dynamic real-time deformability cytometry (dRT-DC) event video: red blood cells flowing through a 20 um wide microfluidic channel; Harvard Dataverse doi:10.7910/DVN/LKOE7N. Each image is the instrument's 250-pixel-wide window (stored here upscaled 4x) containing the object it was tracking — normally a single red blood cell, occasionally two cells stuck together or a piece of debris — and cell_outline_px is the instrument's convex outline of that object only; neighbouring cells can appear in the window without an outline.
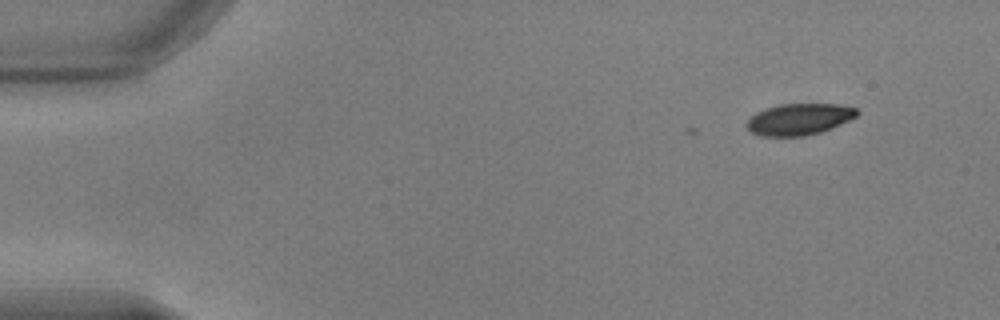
{"species": "common noctule bat (a hibernating species)", "species_latin": "Nyctalus noctula", "temperature_condition": "warm", "stored_images_in_passage": 6, "camera_frame_rate_fps": 3000, "um_per_image_px": 0.085, "animal": {"sex": "male", "body_mass_g": 17.9, "forearm_length_mm": 54.2}, "frame": {"image": 1, "passage_image": 6, "time_ms": 1.667, "image_size_px": [1000, 320], "cell_outline_px": [[860, 112], [856, 116], [832, 128], [820, 132], [804, 136], [760, 136], [752, 132], [748, 128], [748, 120], [756, 112], [764, 108], [780, 104], [840, 104], [856, 108]], "centroid_in_image_um": [67.94, 10.13], "position_along_channel_um": 17.1, "area_um2": 20.11}}